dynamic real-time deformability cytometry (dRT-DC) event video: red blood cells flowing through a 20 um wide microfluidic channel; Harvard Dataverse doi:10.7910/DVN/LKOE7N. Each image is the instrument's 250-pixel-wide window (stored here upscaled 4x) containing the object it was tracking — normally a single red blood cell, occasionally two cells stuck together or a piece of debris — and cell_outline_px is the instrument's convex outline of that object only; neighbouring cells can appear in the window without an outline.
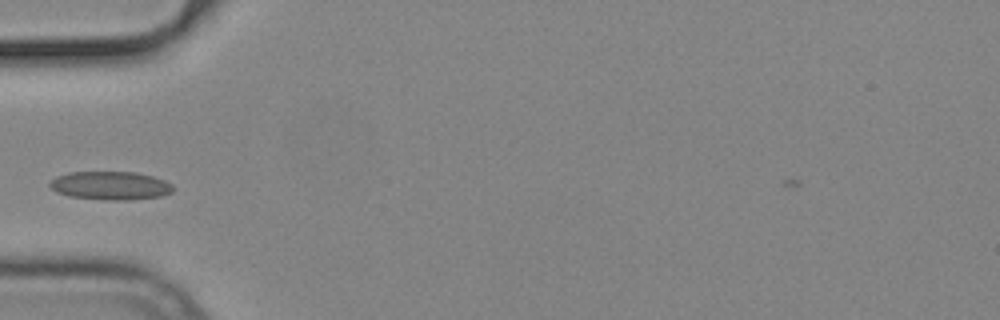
{"species": "common noctule bat (a hibernating species)", "species_latin": "Nyctalus noctula", "temperature_condition": "cold", "stored_images_in_passage": 39, "camera_frame_rate_fps": 3000, "um_per_image_px": 0.085, "animal": {"sex": "male", "body_mass_g": 19.2, "forearm_length_mm": 51.8}, "frame": {"image": 1, "passage_image": 1, "time_ms": 0.0, "image_size_px": [1000, 320], "cell_outline_px": [[176, 188], [172, 192], [160, 196], [128, 200], [108, 200], [68, 196], [56, 192], [48, 184], [56, 176], [68, 172], [136, 172], [152, 176], [164, 180], [172, 184]], "centroid_in_image_um": [9.39, 15.77], "position_along_channel_um": 75.6, "area_um2": 20.46}}
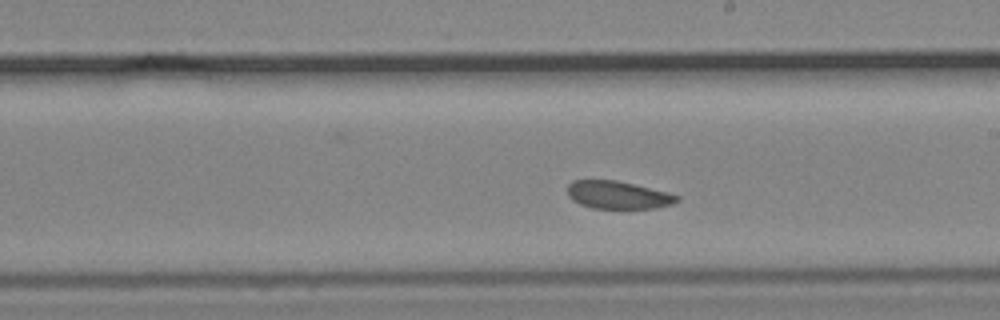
{"frame": {"image": 2, "passage_image": 14, "time_ms": 4.333, "image_size_px": [1000, 320], "cell_outline_px": [[680, 200], [672, 204], [656, 208], [592, 208], [580, 204], [572, 200], [568, 196], [568, 184], [572, 180], [616, 180], [668, 192], [680, 196]], "centroid_in_image_um": [52.53, 16.57], "position_along_channel_um": 236.5, "area_um2": 17.74}}
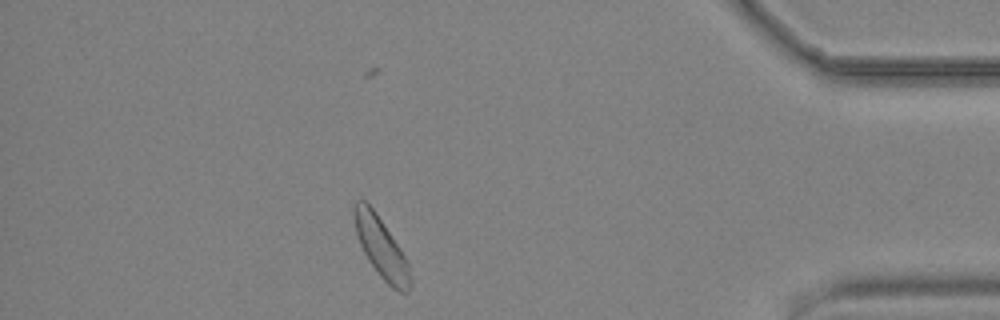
{"frame": {"image": 3, "passage_image": 31, "time_ms": 10.0, "image_size_px": [1000, 320], "cell_outline_px": [[412, 284], [408, 292], [400, 292], [392, 288], [380, 276], [368, 260], [360, 244], [356, 232], [352, 216], [352, 208], [356, 200], [364, 200], [376, 212], [408, 260], [412, 280]], "centroid_in_image_um": [32.4, 21.05], "position_along_channel_um": 402.8, "area_um2": 19.88}}